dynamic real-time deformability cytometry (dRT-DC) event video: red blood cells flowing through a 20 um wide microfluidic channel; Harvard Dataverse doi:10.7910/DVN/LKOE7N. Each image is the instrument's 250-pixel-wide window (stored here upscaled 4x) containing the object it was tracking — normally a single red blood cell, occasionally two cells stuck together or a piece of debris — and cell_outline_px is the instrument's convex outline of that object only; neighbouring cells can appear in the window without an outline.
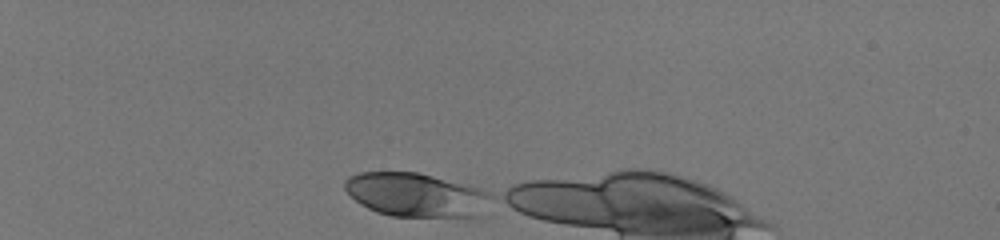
{"species": "human", "species_latin": "Homo sapiens", "temperature_condition": "room temperature", "stored_images_in_passage": 35, "camera_frame_rate_fps": 3000, "um_per_image_px": 0.085, "donor": {"sex": "male"}, "frame": {"image": 1, "passage_image": 1, "time_ms": 0.0, "image_size_px": [1000, 240], "cell_outline_px": [[488, 196], [476, 216], [468, 220], [392, 216], [376, 212], [360, 204], [344, 188], [344, 180], [348, 176], [360, 172], [416, 172], [432, 176], [476, 188], [488, 192]], "centroid_in_image_um": [35.28, 16.61], "position_along_channel_um": 49.7, "area_um2": 37.34}}
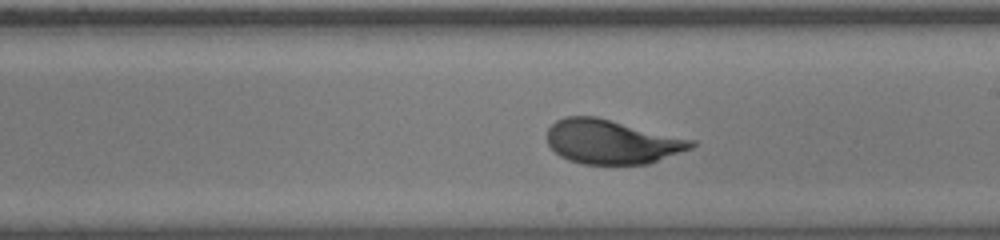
{"frame": {"image": 2, "passage_image": 20, "time_ms": 6.333, "image_size_px": [1000, 240], "cell_outline_px": [[696, 144], [692, 148], [648, 164], [584, 164], [568, 160], [560, 156], [548, 144], [548, 128], [556, 120], [568, 116], [596, 116], [696, 140]], "centroid_in_image_um": [52.02, 12.05], "position_along_channel_um": 237.0, "area_um2": 37.17}}
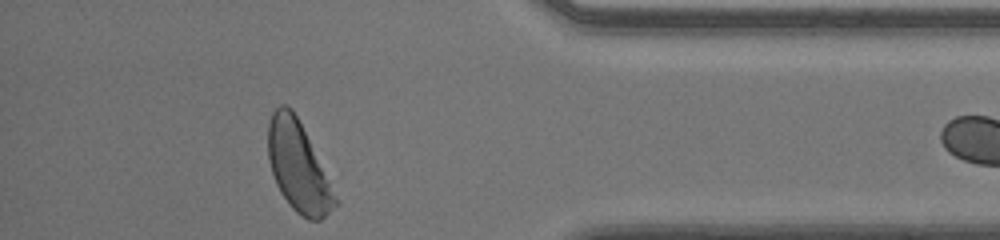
{"frame": {"image": 3, "passage_image": 34, "time_ms": 11.0, "image_size_px": [1000, 240], "cell_outline_px": [[336, 204], [320, 220], [308, 220], [296, 212], [288, 204], [280, 192], [276, 184], [268, 160], [268, 124], [272, 112], [280, 104], [284, 104], [292, 108], [308, 140], [336, 200]], "centroid_in_image_um": [25.26, 14.16], "position_along_channel_um": 409.9, "area_um2": 33.64}}